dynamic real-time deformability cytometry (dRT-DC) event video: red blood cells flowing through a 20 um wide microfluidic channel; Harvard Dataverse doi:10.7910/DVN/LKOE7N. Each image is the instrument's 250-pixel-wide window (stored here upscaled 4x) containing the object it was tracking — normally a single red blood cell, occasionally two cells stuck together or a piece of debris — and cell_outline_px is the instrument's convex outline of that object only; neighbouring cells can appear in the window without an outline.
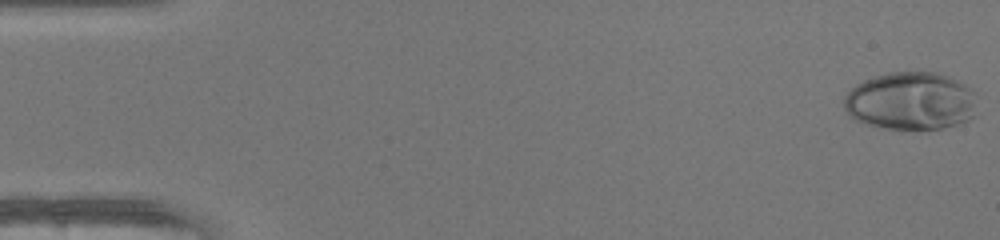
{"species": "human", "species_latin": "Homo sapiens", "temperature_condition": "warm", "stored_images_in_passage": 49, "camera_frame_rate_fps": 3000, "um_per_image_px": 0.085, "donor": {"sex": "female"}, "frame": {"image": 1, "passage_image": 1, "time_ms": 0.0, "image_size_px": [1000, 240], "cell_outline_px": [[976, 116], [968, 120], [944, 128], [884, 128], [868, 124], [856, 120], [848, 116], [844, 108], [844, 96], [856, 84], [864, 80], [888, 72], [936, 72], [956, 80], [972, 88], [976, 92]], "centroid_in_image_um": [77.43, 8.58], "position_along_channel_um": 7.6, "area_um2": 45.03}}
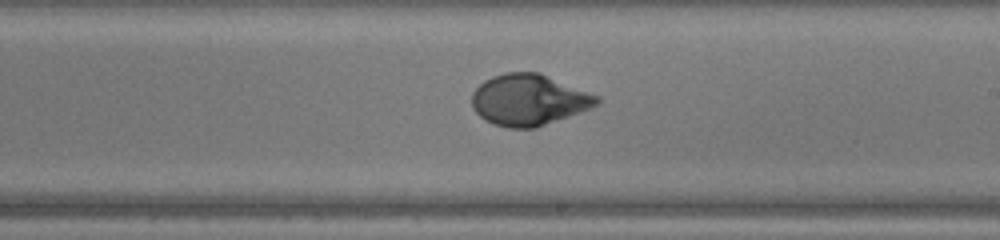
{"frame": {"image": 2, "passage_image": 29, "time_ms": 9.333, "image_size_px": [1000, 240], "cell_outline_px": [[600, 100], [592, 108], [536, 128], [508, 128], [492, 124], [484, 120], [472, 108], [472, 92], [484, 80], [492, 76], [504, 72], [540, 72], [600, 96]], "centroid_in_image_um": [44.95, 8.49], "position_along_channel_um": 244.1, "area_um2": 37.63}}
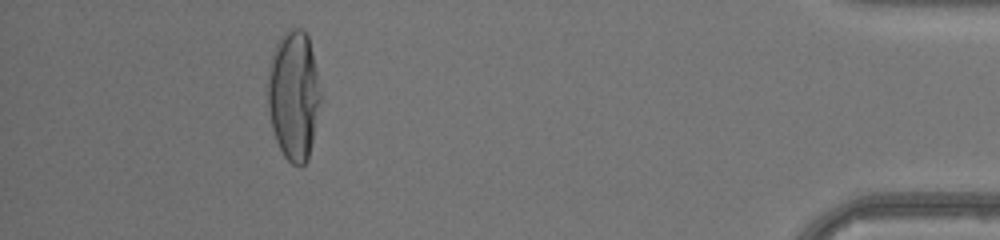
{"frame": {"image": 3, "passage_image": 45, "time_ms": 14.667, "image_size_px": [1000, 240], "cell_outline_px": [[324, 100], [308, 160], [300, 168], [292, 164], [284, 156], [276, 140], [272, 128], [268, 112], [268, 64], [272, 52], [280, 36], [288, 28], [300, 28], [308, 36]], "centroid_in_image_um": [25.0, 8.13], "position_along_channel_um": 410.2, "area_um2": 41.04}, "authors_computed_cell_mechanics": {"area_um2": 38.6104, "velocity_mm_per_s": 4.2463, "shape_relaxation_time_tau1_ms": 4.8016, "shape_relaxation_time_tau2_ms": null, "deformation_change_tau1": 0.2731, "deformation_change_tau2": null}}